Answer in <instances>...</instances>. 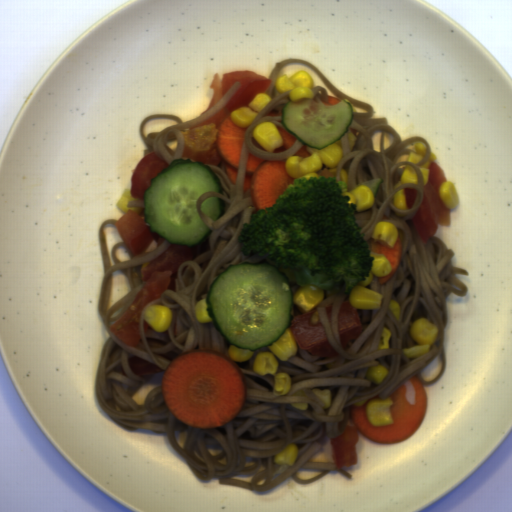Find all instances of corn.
Instances as JSON below:
<instances>
[{
  "mask_svg": "<svg viewBox=\"0 0 512 512\" xmlns=\"http://www.w3.org/2000/svg\"><path fill=\"white\" fill-rule=\"evenodd\" d=\"M267 348L269 351L255 355L252 368L261 377L268 373L273 376L274 395H286L292 387V378L287 372L276 373L280 365L278 359L285 362L296 356L299 349L297 340L288 327L281 338Z\"/></svg>",
  "mask_w": 512,
  "mask_h": 512,
  "instance_id": "obj_1",
  "label": "corn"
},
{
  "mask_svg": "<svg viewBox=\"0 0 512 512\" xmlns=\"http://www.w3.org/2000/svg\"><path fill=\"white\" fill-rule=\"evenodd\" d=\"M342 139L320 150L313 148L311 155L305 158L289 155L284 162V169L291 179L324 176L337 179V168L343 158Z\"/></svg>",
  "mask_w": 512,
  "mask_h": 512,
  "instance_id": "obj_2",
  "label": "corn"
},
{
  "mask_svg": "<svg viewBox=\"0 0 512 512\" xmlns=\"http://www.w3.org/2000/svg\"><path fill=\"white\" fill-rule=\"evenodd\" d=\"M370 256L375 257L370 277H366L365 281H359L348 294V302L356 310H380L382 308L383 294L377 293L373 290L366 288L376 278H385L391 274L393 267L388 257L384 254H377L370 251Z\"/></svg>",
  "mask_w": 512,
  "mask_h": 512,
  "instance_id": "obj_3",
  "label": "corn"
},
{
  "mask_svg": "<svg viewBox=\"0 0 512 512\" xmlns=\"http://www.w3.org/2000/svg\"><path fill=\"white\" fill-rule=\"evenodd\" d=\"M408 332L417 345L401 348V350L407 358H413L430 352L438 338L439 328L425 316H420L410 324Z\"/></svg>",
  "mask_w": 512,
  "mask_h": 512,
  "instance_id": "obj_4",
  "label": "corn"
},
{
  "mask_svg": "<svg viewBox=\"0 0 512 512\" xmlns=\"http://www.w3.org/2000/svg\"><path fill=\"white\" fill-rule=\"evenodd\" d=\"M314 86L312 75L307 70H299L290 77L283 74L276 78L274 87L278 94L290 92L289 100L300 102L303 99H314V92L311 88Z\"/></svg>",
  "mask_w": 512,
  "mask_h": 512,
  "instance_id": "obj_5",
  "label": "corn"
},
{
  "mask_svg": "<svg viewBox=\"0 0 512 512\" xmlns=\"http://www.w3.org/2000/svg\"><path fill=\"white\" fill-rule=\"evenodd\" d=\"M341 290L342 288L338 284H334L332 290H322L314 283L299 285L293 293V303L302 314H305L316 309L325 298L335 295Z\"/></svg>",
  "mask_w": 512,
  "mask_h": 512,
  "instance_id": "obj_6",
  "label": "corn"
},
{
  "mask_svg": "<svg viewBox=\"0 0 512 512\" xmlns=\"http://www.w3.org/2000/svg\"><path fill=\"white\" fill-rule=\"evenodd\" d=\"M272 97L266 92H259L257 96L248 103V106H241L230 114L231 122L239 128L251 126L261 110L272 101Z\"/></svg>",
  "mask_w": 512,
  "mask_h": 512,
  "instance_id": "obj_7",
  "label": "corn"
},
{
  "mask_svg": "<svg viewBox=\"0 0 512 512\" xmlns=\"http://www.w3.org/2000/svg\"><path fill=\"white\" fill-rule=\"evenodd\" d=\"M394 401L391 396L386 399L373 398L365 406V413L369 424L374 428L394 425L395 421L391 414V406Z\"/></svg>",
  "mask_w": 512,
  "mask_h": 512,
  "instance_id": "obj_8",
  "label": "corn"
},
{
  "mask_svg": "<svg viewBox=\"0 0 512 512\" xmlns=\"http://www.w3.org/2000/svg\"><path fill=\"white\" fill-rule=\"evenodd\" d=\"M251 134L256 143L269 153H273L283 145V137L279 128L269 121L255 125Z\"/></svg>",
  "mask_w": 512,
  "mask_h": 512,
  "instance_id": "obj_9",
  "label": "corn"
},
{
  "mask_svg": "<svg viewBox=\"0 0 512 512\" xmlns=\"http://www.w3.org/2000/svg\"><path fill=\"white\" fill-rule=\"evenodd\" d=\"M340 181H344L346 184L347 191L343 193L344 195L350 196V201L348 203L356 204L355 212H365L373 207L375 203V194L371 188L368 186L358 185V187H354L349 190L348 172L343 168L340 170Z\"/></svg>",
  "mask_w": 512,
  "mask_h": 512,
  "instance_id": "obj_10",
  "label": "corn"
},
{
  "mask_svg": "<svg viewBox=\"0 0 512 512\" xmlns=\"http://www.w3.org/2000/svg\"><path fill=\"white\" fill-rule=\"evenodd\" d=\"M143 319L154 331L161 333L169 329L173 319V311L164 305H150L146 309Z\"/></svg>",
  "mask_w": 512,
  "mask_h": 512,
  "instance_id": "obj_11",
  "label": "corn"
},
{
  "mask_svg": "<svg viewBox=\"0 0 512 512\" xmlns=\"http://www.w3.org/2000/svg\"><path fill=\"white\" fill-rule=\"evenodd\" d=\"M399 237L400 233L396 224L381 220L376 223L371 239L392 249L395 247Z\"/></svg>",
  "mask_w": 512,
  "mask_h": 512,
  "instance_id": "obj_12",
  "label": "corn"
},
{
  "mask_svg": "<svg viewBox=\"0 0 512 512\" xmlns=\"http://www.w3.org/2000/svg\"><path fill=\"white\" fill-rule=\"evenodd\" d=\"M438 195L443 206L448 210L454 209L460 202L459 193L452 180L440 183Z\"/></svg>",
  "mask_w": 512,
  "mask_h": 512,
  "instance_id": "obj_13",
  "label": "corn"
},
{
  "mask_svg": "<svg viewBox=\"0 0 512 512\" xmlns=\"http://www.w3.org/2000/svg\"><path fill=\"white\" fill-rule=\"evenodd\" d=\"M298 455L299 446L292 443L274 455V463L278 466L285 465L292 467L295 464Z\"/></svg>",
  "mask_w": 512,
  "mask_h": 512,
  "instance_id": "obj_14",
  "label": "corn"
},
{
  "mask_svg": "<svg viewBox=\"0 0 512 512\" xmlns=\"http://www.w3.org/2000/svg\"><path fill=\"white\" fill-rule=\"evenodd\" d=\"M390 371L383 365L368 366L366 371V379L375 384L383 383L389 376Z\"/></svg>",
  "mask_w": 512,
  "mask_h": 512,
  "instance_id": "obj_15",
  "label": "corn"
},
{
  "mask_svg": "<svg viewBox=\"0 0 512 512\" xmlns=\"http://www.w3.org/2000/svg\"><path fill=\"white\" fill-rule=\"evenodd\" d=\"M130 190L131 188H125L115 207L124 214H126L128 210H133L139 215L145 207H127L128 201L136 200V198H131Z\"/></svg>",
  "mask_w": 512,
  "mask_h": 512,
  "instance_id": "obj_16",
  "label": "corn"
},
{
  "mask_svg": "<svg viewBox=\"0 0 512 512\" xmlns=\"http://www.w3.org/2000/svg\"><path fill=\"white\" fill-rule=\"evenodd\" d=\"M255 353L254 351H250L248 349H239L235 347L234 345H229L228 347V355L229 358L232 359L234 362H244L248 361L253 357Z\"/></svg>",
  "mask_w": 512,
  "mask_h": 512,
  "instance_id": "obj_17",
  "label": "corn"
},
{
  "mask_svg": "<svg viewBox=\"0 0 512 512\" xmlns=\"http://www.w3.org/2000/svg\"><path fill=\"white\" fill-rule=\"evenodd\" d=\"M206 307H207L206 298L200 299L199 301H197V303L195 305V317H196L197 322L200 324L213 322V318H211L208 315V312L206 311Z\"/></svg>",
  "mask_w": 512,
  "mask_h": 512,
  "instance_id": "obj_18",
  "label": "corn"
},
{
  "mask_svg": "<svg viewBox=\"0 0 512 512\" xmlns=\"http://www.w3.org/2000/svg\"><path fill=\"white\" fill-rule=\"evenodd\" d=\"M414 152H410L406 162L419 163L426 156L427 148L421 142H416L413 145Z\"/></svg>",
  "mask_w": 512,
  "mask_h": 512,
  "instance_id": "obj_19",
  "label": "corn"
},
{
  "mask_svg": "<svg viewBox=\"0 0 512 512\" xmlns=\"http://www.w3.org/2000/svg\"><path fill=\"white\" fill-rule=\"evenodd\" d=\"M419 178L417 171L411 166H405L403 172L400 175V184H418Z\"/></svg>",
  "mask_w": 512,
  "mask_h": 512,
  "instance_id": "obj_20",
  "label": "corn"
},
{
  "mask_svg": "<svg viewBox=\"0 0 512 512\" xmlns=\"http://www.w3.org/2000/svg\"><path fill=\"white\" fill-rule=\"evenodd\" d=\"M317 397H319L325 405L322 407L324 410L329 409L332 406L333 401V395L331 390L324 388V389H312L311 390Z\"/></svg>",
  "mask_w": 512,
  "mask_h": 512,
  "instance_id": "obj_21",
  "label": "corn"
},
{
  "mask_svg": "<svg viewBox=\"0 0 512 512\" xmlns=\"http://www.w3.org/2000/svg\"><path fill=\"white\" fill-rule=\"evenodd\" d=\"M392 204L399 210H408L409 207L406 200V188H402L393 196Z\"/></svg>",
  "mask_w": 512,
  "mask_h": 512,
  "instance_id": "obj_22",
  "label": "corn"
},
{
  "mask_svg": "<svg viewBox=\"0 0 512 512\" xmlns=\"http://www.w3.org/2000/svg\"><path fill=\"white\" fill-rule=\"evenodd\" d=\"M391 337H392V331L390 330L389 327H385L383 325L381 333H380V337H379V343H378L377 351L381 350V349L391 348V345H390V338Z\"/></svg>",
  "mask_w": 512,
  "mask_h": 512,
  "instance_id": "obj_23",
  "label": "corn"
},
{
  "mask_svg": "<svg viewBox=\"0 0 512 512\" xmlns=\"http://www.w3.org/2000/svg\"><path fill=\"white\" fill-rule=\"evenodd\" d=\"M436 159H437V157H436L435 153L430 151V158H429V160L422 167H417L422 172L424 187L429 183V179H430V170H429V168H430L432 162H435Z\"/></svg>",
  "mask_w": 512,
  "mask_h": 512,
  "instance_id": "obj_24",
  "label": "corn"
},
{
  "mask_svg": "<svg viewBox=\"0 0 512 512\" xmlns=\"http://www.w3.org/2000/svg\"><path fill=\"white\" fill-rule=\"evenodd\" d=\"M388 309L392 312V314L394 315L396 320L399 321L400 312H401V304L391 298V300L389 302Z\"/></svg>",
  "mask_w": 512,
  "mask_h": 512,
  "instance_id": "obj_25",
  "label": "corn"
},
{
  "mask_svg": "<svg viewBox=\"0 0 512 512\" xmlns=\"http://www.w3.org/2000/svg\"><path fill=\"white\" fill-rule=\"evenodd\" d=\"M291 406H293L294 408H297L299 410H308L309 409V403H290Z\"/></svg>",
  "mask_w": 512,
  "mask_h": 512,
  "instance_id": "obj_26",
  "label": "corn"
}]
</instances>
